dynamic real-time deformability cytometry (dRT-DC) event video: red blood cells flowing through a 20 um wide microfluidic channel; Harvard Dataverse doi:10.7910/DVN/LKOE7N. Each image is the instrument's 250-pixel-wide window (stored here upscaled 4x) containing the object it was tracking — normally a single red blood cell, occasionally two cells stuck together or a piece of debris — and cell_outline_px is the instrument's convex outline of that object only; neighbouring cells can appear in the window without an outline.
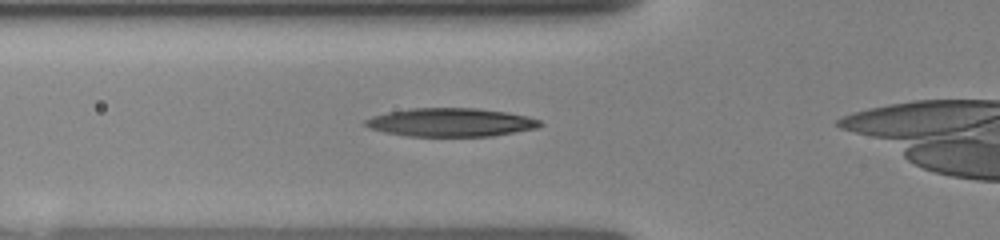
{"species": "human", "species_latin": "Homo sapiens", "temperature_condition": "room temperature", "stored_images_in_passage": 3, "camera_frame_rate_fps": 3000, "um_per_image_px": 0.085, "donor": {"sex": "female"}, "frame": {"image": 1, "passage_image": 3, "time_ms": 1.667, "image_size_px": [1000, 240], "cell_outline_px": [[544, 124], [540, 128], [492, 136], [408, 136], [384, 132], [368, 128], [364, 124], [364, 120], [372, 116], [388, 112], [412, 108], [476, 108], [508, 112], [528, 116], [540, 120]], "centroid_in_image_um": [38.35, 10.4], "position_along_channel_um": 87.4, "area_um2": 29.19}}